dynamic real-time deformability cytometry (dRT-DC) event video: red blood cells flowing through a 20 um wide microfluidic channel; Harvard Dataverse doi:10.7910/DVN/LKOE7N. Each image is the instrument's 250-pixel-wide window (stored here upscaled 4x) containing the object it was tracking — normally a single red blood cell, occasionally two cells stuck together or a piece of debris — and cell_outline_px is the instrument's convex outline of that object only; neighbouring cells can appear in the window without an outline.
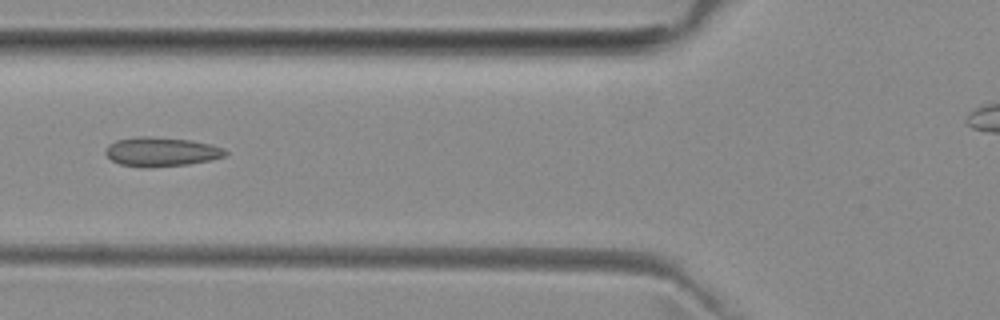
{"species": "common noctule bat (a hibernating species)", "species_latin": "Nyctalus noctula", "temperature_condition": "room temperature", "stored_images_in_passage": 4, "camera_frame_rate_fps": 3000, "um_per_image_px": 0.085, "animal": {"sex": "female", "body_mass_g": 29.2, "forearm_length_mm": 56.3}, "frame": {"image": 1, "passage_image": 4, "time_ms": 4.333, "image_size_px": [1000, 320], "cell_outline_px": [[228, 152], [224, 156], [208, 160], [188, 164], [140, 168], [120, 164], [112, 160], [104, 152], [108, 144], [116, 140], [136, 136], [148, 136], [188, 140], [208, 144], [224, 148]], "centroid_in_image_um": [13.65, 12.9], "position_along_channel_um": 112.2, "area_um2": 20.23}}